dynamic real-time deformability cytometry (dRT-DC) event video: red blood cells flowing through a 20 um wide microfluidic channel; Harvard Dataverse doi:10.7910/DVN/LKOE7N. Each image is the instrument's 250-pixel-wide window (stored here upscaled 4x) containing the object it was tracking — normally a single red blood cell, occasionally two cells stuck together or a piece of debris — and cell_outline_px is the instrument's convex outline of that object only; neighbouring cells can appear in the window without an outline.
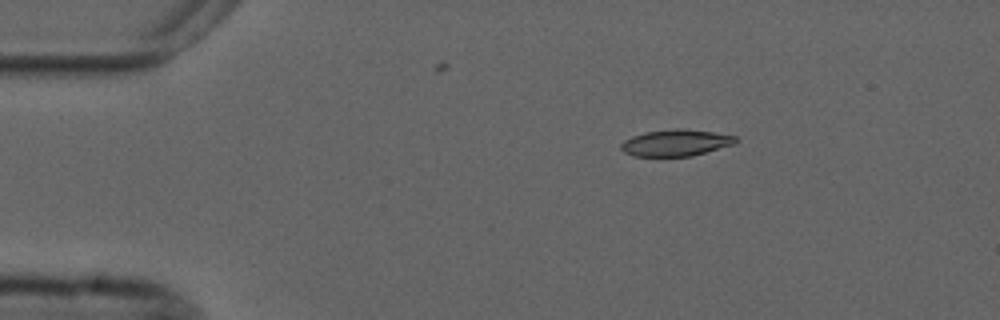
{"species": "common noctule bat (a hibernating species)", "species_latin": "Nyctalus noctula", "temperature_condition": "cold", "stored_images_in_passage": 4, "camera_frame_rate_fps": 3000, "um_per_image_px": 0.085, "animal": {"sex": "male", "forearm_length_mm": 52.5}, "frame": {"image": 1, "passage_image": 4, "time_ms": 3.667, "image_size_px": [1000, 320], "cell_outline_px": [[736, 144], [692, 156], [632, 156], [624, 152], [620, 148], [620, 144], [624, 140], [632, 136], [644, 132], [676, 128], [712, 132], [736, 136]], "centroid_in_image_um": [57.42, 12.14], "position_along_channel_um": 27.6, "area_um2": 17.74}}